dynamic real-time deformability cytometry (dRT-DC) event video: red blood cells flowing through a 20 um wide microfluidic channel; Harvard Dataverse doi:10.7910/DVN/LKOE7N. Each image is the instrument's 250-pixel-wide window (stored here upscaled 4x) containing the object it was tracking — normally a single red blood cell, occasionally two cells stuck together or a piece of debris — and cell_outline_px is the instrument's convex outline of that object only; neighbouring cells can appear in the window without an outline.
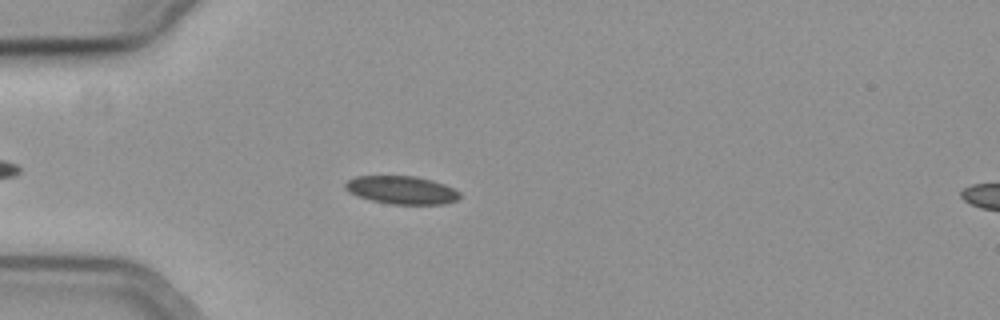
{"species": "common noctule bat (a hibernating species)", "species_latin": "Nyctalus noctula", "temperature_condition": "cold", "stored_images_in_passage": 48, "camera_frame_rate_fps": 3000, "um_per_image_px": 0.085, "animal": {"sex": "female", "body_mass_g": 19.3, "forearm_length_mm": 54.1}, "frame": {"image": 1, "passage_image": 8, "time_ms": 2.333, "image_size_px": [1000, 320], "cell_outline_px": [[460, 196], [456, 200], [444, 204], [388, 204], [356, 196], [348, 192], [344, 188], [344, 184], [348, 180], [356, 176], [416, 176], [432, 180], [444, 184], [460, 192]], "centroid_in_image_um": [34.11, 16.15], "position_along_channel_um": 50.9, "area_um2": 18.79}}
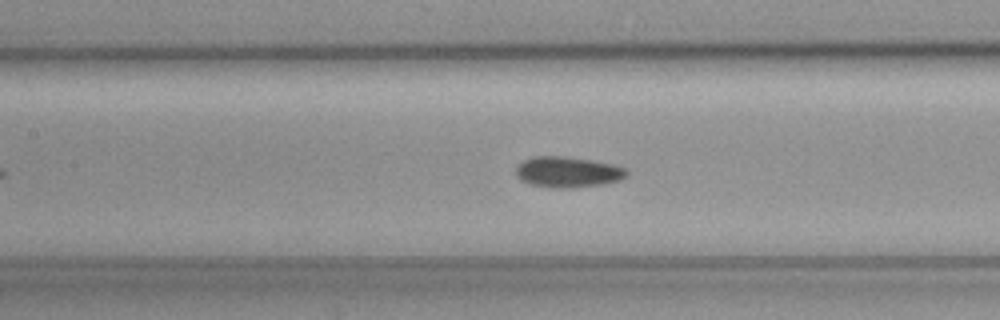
{"frame": {"image": 2, "passage_image": 18, "time_ms": 5.667, "image_size_px": [1000, 320], "cell_outline_px": [[628, 176], [620, 180], [604, 184], [572, 188], [548, 188], [532, 184], [520, 180], [516, 176], [516, 164], [532, 156], [564, 156], [592, 160], [612, 164], [624, 168], [628, 172]], "centroid_in_image_um": [48.24, 14.62], "position_along_channel_um": 159.2, "area_um2": 20.11}}
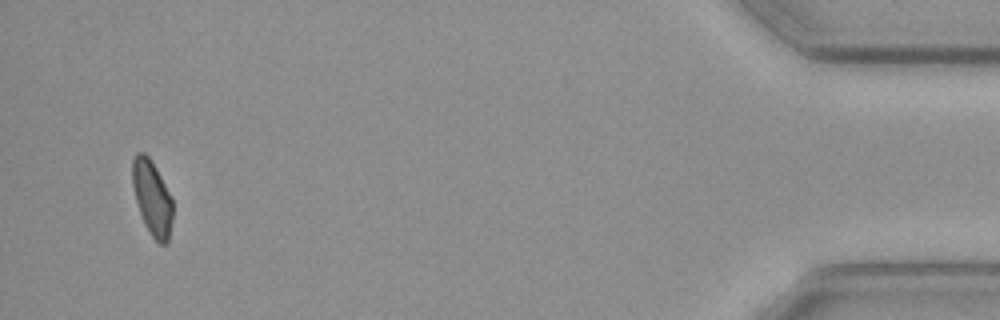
{"frame": {"image": 3, "passage_image": 46, "time_ms": 15.0, "image_size_px": [1000, 320], "cell_outline_px": [[172, 220], [168, 240], [164, 244], [160, 244], [152, 236], [144, 224], [136, 200], [132, 184], [132, 160], [136, 152], [144, 152], [148, 156], [156, 168], [172, 196]], "centroid_in_image_um": [12.93, 16.79], "position_along_channel_um": 422.3, "area_um2": 17.51}}